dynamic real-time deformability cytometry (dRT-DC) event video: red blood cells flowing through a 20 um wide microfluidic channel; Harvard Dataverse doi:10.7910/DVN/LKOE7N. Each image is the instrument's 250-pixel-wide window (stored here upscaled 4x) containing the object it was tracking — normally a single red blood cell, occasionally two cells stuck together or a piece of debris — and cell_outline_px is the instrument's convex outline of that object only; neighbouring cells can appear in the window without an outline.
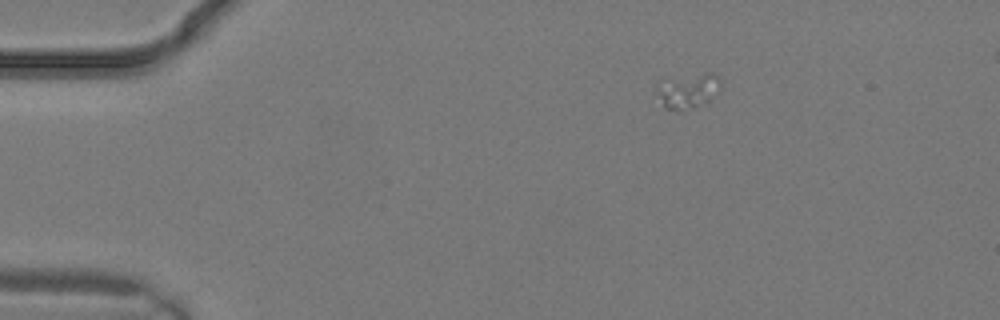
{"species": "common noctule bat (a hibernating species)", "species_latin": "Nyctalus noctula", "temperature_condition": "warm", "stored_images_in_passage": 7, "camera_frame_rate_fps": 3000, "um_per_image_px": 0.085, "animal": {"sex": "male", "body_mass_g": 19.2, "forearm_length_mm": 51.8}, "frame": {"image": 1, "passage_image": 1, "time_ms": 0.0, "image_size_px": [1000, 320], "cell_outline_px": [[720, 92], [708, 104], [676, 108], [664, 108], [656, 88], [656, 84], [660, 76], [708, 72], [712, 72], [720, 76]], "centroid_in_image_um": [58.49, 7.6], "position_along_channel_um": 26.5, "area_um2": 13.7}}